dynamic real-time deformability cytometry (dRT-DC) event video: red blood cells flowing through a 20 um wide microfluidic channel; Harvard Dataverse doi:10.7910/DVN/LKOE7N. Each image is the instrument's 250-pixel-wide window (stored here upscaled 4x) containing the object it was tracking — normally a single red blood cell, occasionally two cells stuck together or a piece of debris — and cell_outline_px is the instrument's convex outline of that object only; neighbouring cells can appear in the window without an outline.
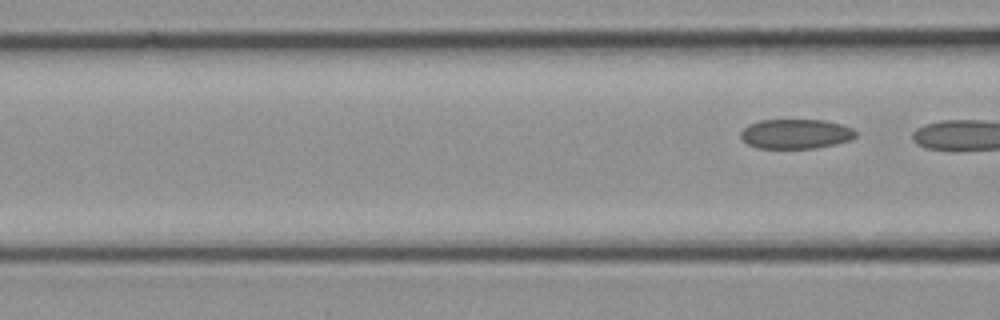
{"species": "common noctule bat (a hibernating species)", "species_latin": "Nyctalus noctula", "temperature_condition": "cold", "stored_images_in_passage": 6, "segment_of_instrument_passage": [2, 2], "camera_frame_rate_fps": 3000, "um_per_image_px": 0.085, "animal": {"sex": "female", "body_mass_g": 21.9}, "frame": {"image": 1, "passage_image": 6, "time_ms": 1.667, "image_size_px": [1000, 320], "cell_outline_px": [[856, 136], [848, 140], [816, 148], [756, 148], [748, 144], [740, 136], [740, 132], [748, 124], [760, 120], [824, 120], [840, 124], [852, 128], [856, 132]], "centroid_in_image_um": [67.6, 11.37], "position_along_channel_um": 99.0, "area_um2": 19.71}}